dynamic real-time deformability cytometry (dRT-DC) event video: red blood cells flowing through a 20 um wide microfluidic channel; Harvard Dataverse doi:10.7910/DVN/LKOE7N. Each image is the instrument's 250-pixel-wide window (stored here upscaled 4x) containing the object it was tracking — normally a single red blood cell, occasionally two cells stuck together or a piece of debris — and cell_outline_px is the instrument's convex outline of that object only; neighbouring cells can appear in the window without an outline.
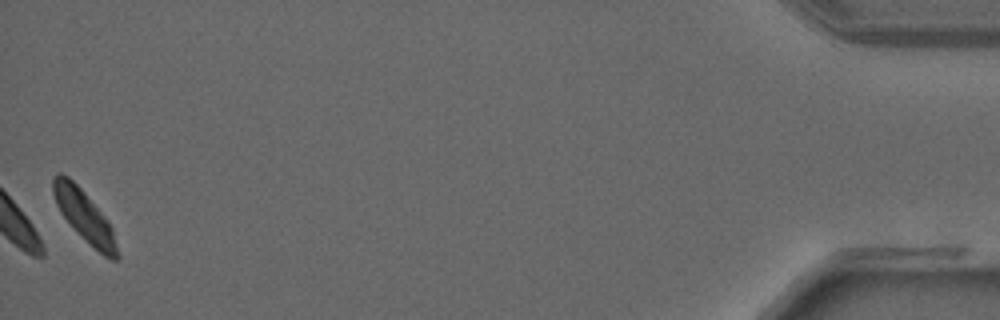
{"species": "common noctule bat (a hibernating species)", "species_latin": "Nyctalus noctula", "temperature_condition": "warm", "stored_images_in_passage": 34, "camera_frame_rate_fps": 3000, "um_per_image_px": 0.085, "animal": {"sex": "male", "forearm_length_mm": 52.5}, "frame": {"image": 1, "passage_image": 34, "time_ms": 11.0, "image_size_px": [1000, 320], "cell_outline_px": [[120, 256], [116, 260], [112, 260], [104, 256], [60, 212], [56, 204], [52, 192], [52, 176], [60, 172], [68, 176], [84, 192], [104, 216], [112, 228]], "centroid_in_image_um": [7.16, 18.31], "position_along_channel_um": 428.0, "area_um2": 18.32}}